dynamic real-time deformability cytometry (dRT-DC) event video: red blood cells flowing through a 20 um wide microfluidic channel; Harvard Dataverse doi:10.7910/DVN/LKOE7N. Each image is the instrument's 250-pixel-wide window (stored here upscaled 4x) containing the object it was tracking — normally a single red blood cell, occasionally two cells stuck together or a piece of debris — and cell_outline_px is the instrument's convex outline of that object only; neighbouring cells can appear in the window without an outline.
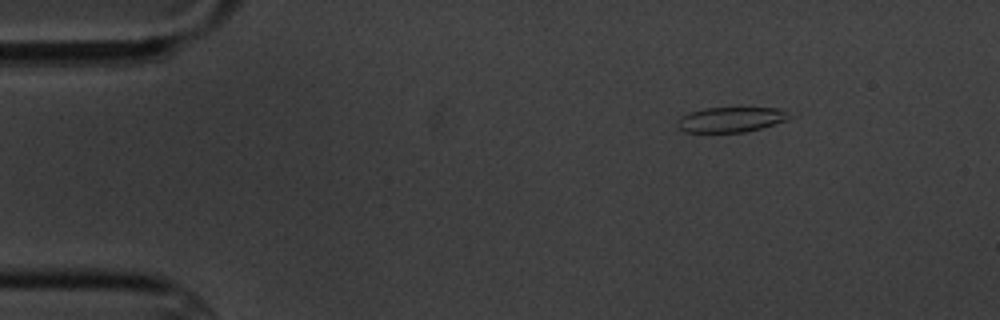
{"species": "common noctule bat (a hibernating species)", "species_latin": "Nyctalus noctula", "temperature_condition": "cold", "stored_images_in_passage": 4, "camera_frame_rate_fps": 3000, "um_per_image_px": 0.085, "animal": {"sex": "male", "body_mass_g": 20.1, "forearm_length_mm": 53.5}, "frame": {"image": 1, "passage_image": 1, "time_ms": 0.0, "image_size_px": [1000, 320], "cell_outline_px": [[788, 120], [760, 128], [744, 132], [684, 132], [676, 124], [676, 120], [680, 116], [688, 112], [704, 108], [780, 108], [788, 112]], "centroid_in_image_um": [62.07, 10.16], "position_along_channel_um": 22.9, "area_um2": 16.36}}